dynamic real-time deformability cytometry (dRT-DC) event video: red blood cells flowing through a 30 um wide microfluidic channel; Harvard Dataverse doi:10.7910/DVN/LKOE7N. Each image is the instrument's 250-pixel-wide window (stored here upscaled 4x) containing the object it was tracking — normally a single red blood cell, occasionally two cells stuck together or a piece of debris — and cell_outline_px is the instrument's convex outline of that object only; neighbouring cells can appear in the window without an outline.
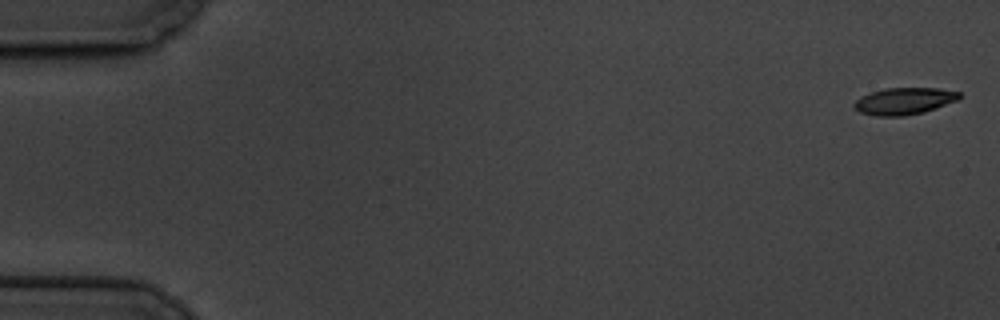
{"species": "common noctule bat (a hibernating species)", "species_latin": "Nyctalus noctula", "temperature_condition": "cold", "stored_images_in_passage": 7, "camera_frame_rate_fps": 3000, "um_per_image_px": 0.085, "animal": {"sex": "male", "body_mass_g": 19.5, "forearm_length_mm": 54.6}, "frame": {"image": 1, "passage_image": 1, "time_ms": 0.0, "image_size_px": [1000, 320], "cell_outline_px": [[960, 100], [924, 112], [904, 116], [876, 116], [860, 112], [852, 108], [852, 104], [860, 96], [884, 88], [940, 88], [960, 92]], "centroid_in_image_um": [76.85, 8.59], "position_along_channel_um": 8.2, "area_um2": 16.7}}
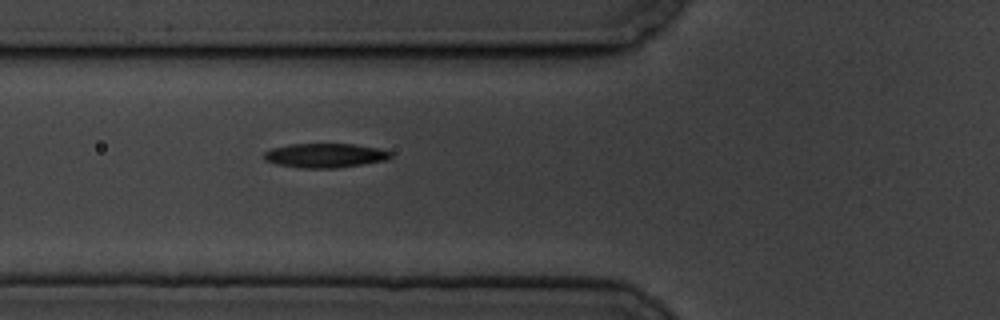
{"frame": {"image": 2, "passage_image": 7, "time_ms": 7.0, "image_size_px": [1000, 320], "cell_outline_px": [[392, 156], [388, 160], [364, 164], [336, 168], [300, 168], [276, 164], [264, 160], [264, 152], [272, 148], [288, 144], [356, 144], [380, 148], [392, 152]], "centroid_in_image_um": [27.66, 13.21], "position_along_channel_um": 98.1, "area_um2": 18.15}}